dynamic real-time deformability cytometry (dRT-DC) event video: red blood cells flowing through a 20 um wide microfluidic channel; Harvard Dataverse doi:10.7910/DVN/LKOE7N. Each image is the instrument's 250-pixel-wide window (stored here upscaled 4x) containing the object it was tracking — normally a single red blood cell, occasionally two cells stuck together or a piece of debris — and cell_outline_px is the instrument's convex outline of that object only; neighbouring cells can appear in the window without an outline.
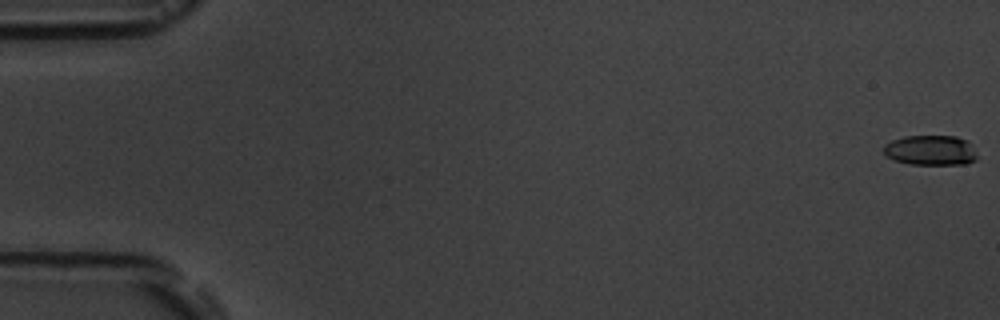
{"species": "common noctule bat (a hibernating species)", "species_latin": "Nyctalus noctula", "temperature_condition": "room temperature", "stored_images_in_passage": 5, "camera_frame_rate_fps": 3000, "um_per_image_px": 0.085, "animal": {"sex": "male", "body_mass_g": 19.5, "forearm_length_mm": 54.6}, "frame": {"image": 1, "passage_image": 1, "time_ms": 0.0, "image_size_px": [1000, 320], "cell_outline_px": [[976, 160], [968, 164], [908, 164], [884, 156], [884, 144], [892, 140], [904, 136], [956, 136], [968, 140], [976, 152]], "centroid_in_image_um": [79.11, 12.77], "position_along_channel_um": 5.9, "area_um2": 16.53}}
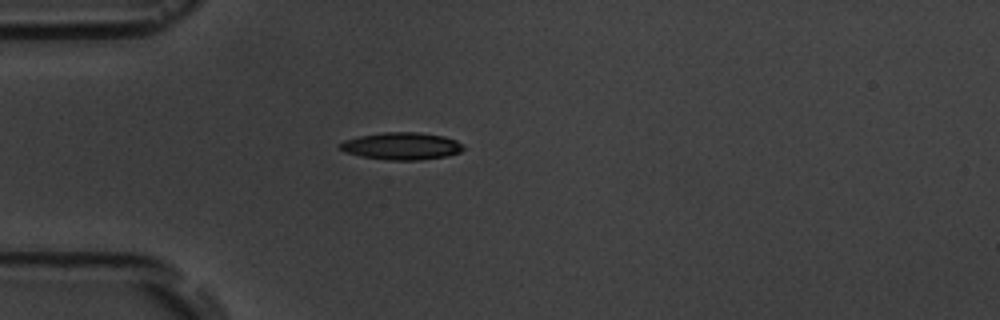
{"frame": {"image": 2, "passage_image": 5, "time_ms": 5.333, "image_size_px": [1000, 320], "cell_outline_px": [[464, 148], [460, 152], [448, 156], [416, 160], [388, 160], [360, 156], [344, 152], [336, 148], [336, 144], [344, 140], [360, 136], [384, 132], [416, 132], [444, 136], [456, 140], [464, 144]], "centroid_in_image_um": [34.09, 12.41], "position_along_channel_um": 50.9, "area_um2": 19.83}}